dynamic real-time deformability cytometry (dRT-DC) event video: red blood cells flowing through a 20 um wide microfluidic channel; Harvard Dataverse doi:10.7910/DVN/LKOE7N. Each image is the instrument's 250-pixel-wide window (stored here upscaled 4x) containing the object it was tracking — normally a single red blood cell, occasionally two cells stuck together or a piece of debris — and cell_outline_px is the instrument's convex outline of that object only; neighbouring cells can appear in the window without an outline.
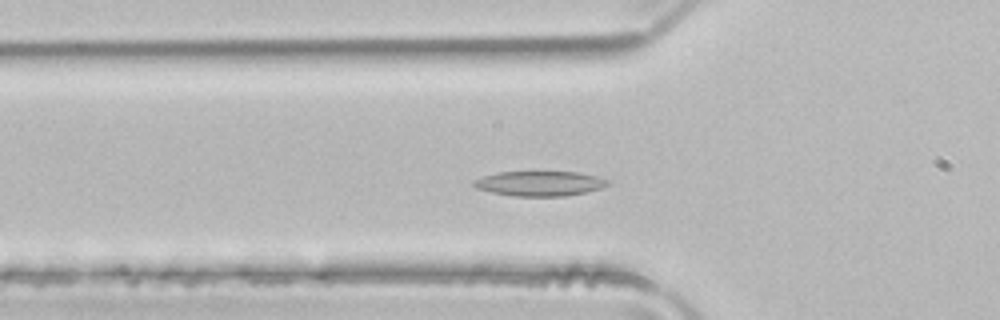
{"species": "common noctule bat (a hibernating species)", "species_latin": "Nyctalus noctula", "temperature_condition": "room temperature", "stored_images_in_passage": 41, "camera_frame_rate_fps": 3000, "um_per_image_px": 0.085, "animal": {"sex": "male", "body_mass_g": 21.5, "forearm_length_mm": 52.0}, "frame": {"image": 1, "passage_image": 6, "time_ms": 1.667, "image_size_px": [1000, 320], "cell_outline_px": [[612, 184], [588, 192], [564, 196], [512, 196], [492, 192], [476, 188], [472, 184], [472, 180], [484, 176], [500, 172], [576, 172], [596, 176], [612, 180]], "centroid_in_image_um": [45.92, 15.6], "position_along_channel_um": 79.9, "area_um2": 19.54}}
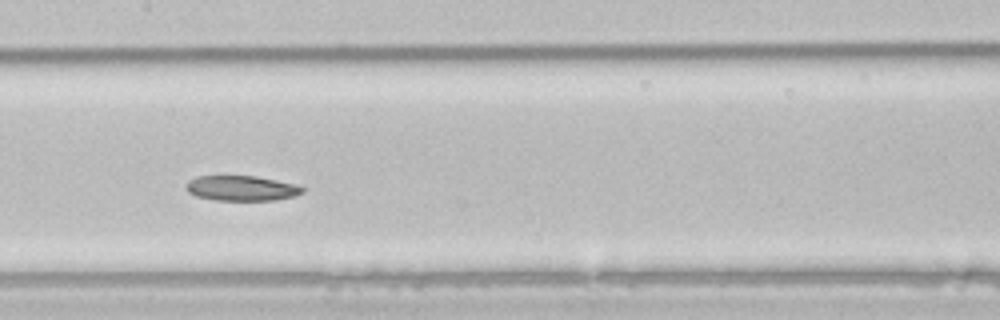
{"frame": {"image": 2, "passage_image": 14, "time_ms": 4.333, "image_size_px": [1000, 320], "cell_outline_px": [[304, 192], [292, 196], [276, 200], [216, 200], [196, 196], [188, 192], [184, 188], [188, 180], [196, 176], [256, 176], [296, 184], [304, 188]], "centroid_in_image_um": [20.5, 15.99], "position_along_channel_um": 186.9, "area_um2": 17.05}}
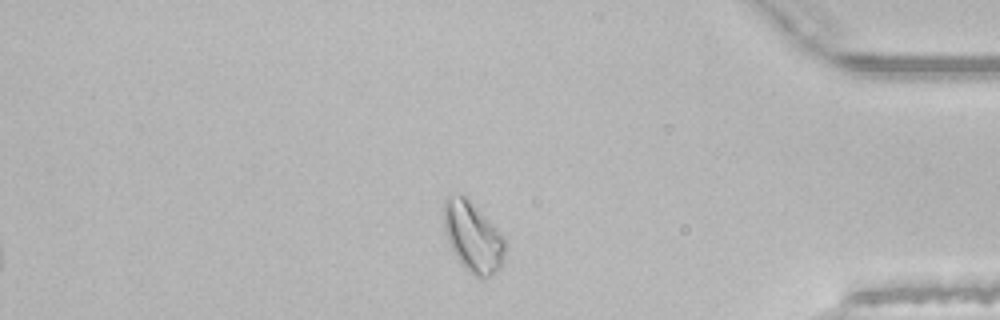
{"frame": {"image": 3, "passage_image": 32, "time_ms": 10.333, "image_size_px": [1000, 320], "cell_outline_px": [[504, 252], [500, 268], [488, 276], [472, 276], [468, 272], [456, 256], [448, 240], [444, 228], [444, 200], [448, 196], [464, 196], [496, 228], [504, 240]], "centroid_in_image_um": [40.17, 20.16], "position_along_channel_um": 395.0, "area_um2": 23.99}}